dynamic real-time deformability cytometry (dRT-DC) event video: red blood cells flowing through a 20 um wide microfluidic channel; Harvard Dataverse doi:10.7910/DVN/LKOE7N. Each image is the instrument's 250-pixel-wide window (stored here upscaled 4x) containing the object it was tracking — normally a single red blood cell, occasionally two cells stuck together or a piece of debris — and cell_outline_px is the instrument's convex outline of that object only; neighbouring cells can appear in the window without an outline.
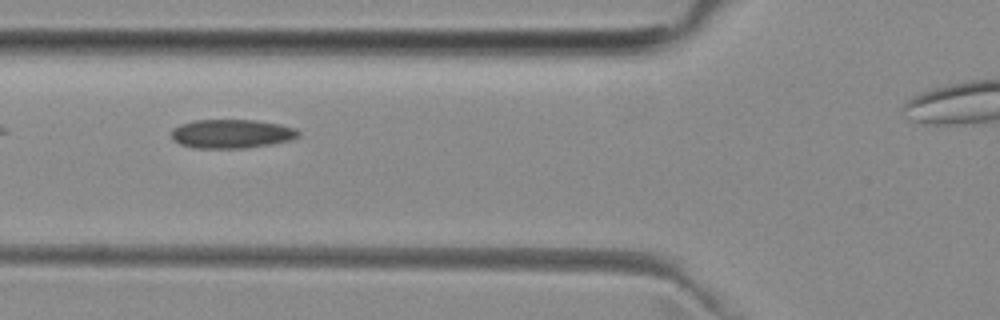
{"species": "common noctule bat (a hibernating species)", "species_latin": "Nyctalus noctula", "temperature_condition": "room temperature", "stored_images_in_passage": 3, "camera_frame_rate_fps": 3000, "um_per_image_px": 0.085, "animal": {"sex": "female", "body_mass_g": 29.2, "forearm_length_mm": 56.3}, "frame": {"image": 1, "passage_image": 3, "time_ms": 2.0, "image_size_px": [1000, 320], "cell_outline_px": [[300, 136], [288, 140], [272, 144], [244, 148], [192, 148], [180, 144], [172, 136], [172, 128], [180, 124], [192, 120], [252, 120], [280, 124], [296, 128], [300, 132]], "centroid_in_image_um": [19.69, 11.37], "position_along_channel_um": 106.1, "area_um2": 21.39}}